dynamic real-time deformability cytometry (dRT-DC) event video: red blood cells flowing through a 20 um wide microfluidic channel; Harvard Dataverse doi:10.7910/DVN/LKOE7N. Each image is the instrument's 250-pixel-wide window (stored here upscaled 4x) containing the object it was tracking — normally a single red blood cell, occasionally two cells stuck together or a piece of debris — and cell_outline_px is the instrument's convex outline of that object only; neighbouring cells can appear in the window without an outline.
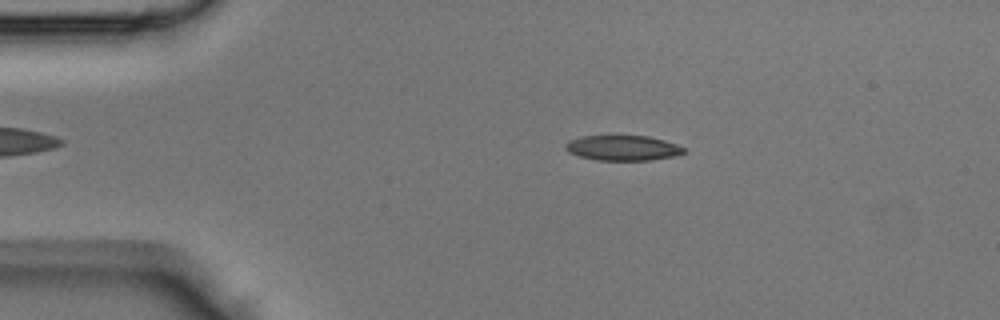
{"species": "Egyptian fruit bat (a non-hibernating species)", "species_latin": "Rousettus aegyptiacus", "temperature_condition": "room temperature", "stored_images_in_passage": 43, "camera_frame_rate_fps": 3000, "um_per_image_px": 0.085, "animal": {"sex": "male"}, "frame": {"image": 1, "passage_image": 8, "time_ms": 2.333, "image_size_px": [1000, 320], "cell_outline_px": [[688, 152], [676, 156], [652, 160], [596, 160], [580, 156], [568, 152], [564, 148], [564, 144], [568, 140], [584, 136], [648, 136], [664, 140], [676, 144], [684, 148]], "centroid_in_image_um": [52.95, 12.58], "position_along_channel_um": 32.1, "area_um2": 17.46}}
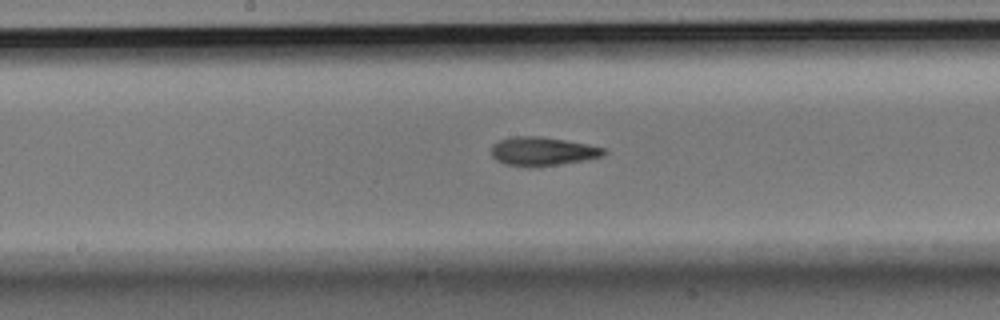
{"frame": {"image": 2, "passage_image": 22, "time_ms": 7.0, "image_size_px": [1000, 320], "cell_outline_px": [[608, 152], [604, 156], [556, 164], [504, 164], [496, 160], [492, 156], [492, 144], [500, 140], [512, 136], [536, 136], [564, 140], [588, 144], [604, 148]], "centroid_in_image_um": [46.12, 12.82], "position_along_channel_um": 202.1, "area_um2": 17.98}}
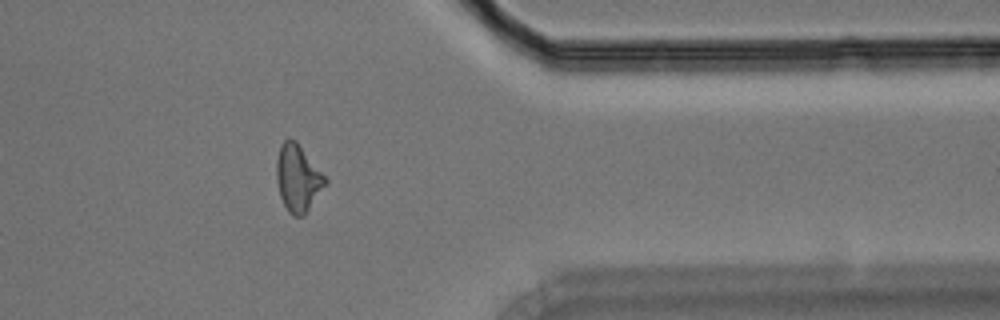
{"frame": {"image": 3, "passage_image": 35, "time_ms": 11.333, "image_size_px": [1000, 320], "cell_outline_px": [[328, 184], [304, 216], [292, 216], [288, 212], [280, 196], [276, 180], [276, 160], [280, 144], [284, 140], [296, 140], [328, 180]], "centroid_in_image_um": [25.33, 15.17], "position_along_channel_um": 386.1, "area_um2": 19.19}}